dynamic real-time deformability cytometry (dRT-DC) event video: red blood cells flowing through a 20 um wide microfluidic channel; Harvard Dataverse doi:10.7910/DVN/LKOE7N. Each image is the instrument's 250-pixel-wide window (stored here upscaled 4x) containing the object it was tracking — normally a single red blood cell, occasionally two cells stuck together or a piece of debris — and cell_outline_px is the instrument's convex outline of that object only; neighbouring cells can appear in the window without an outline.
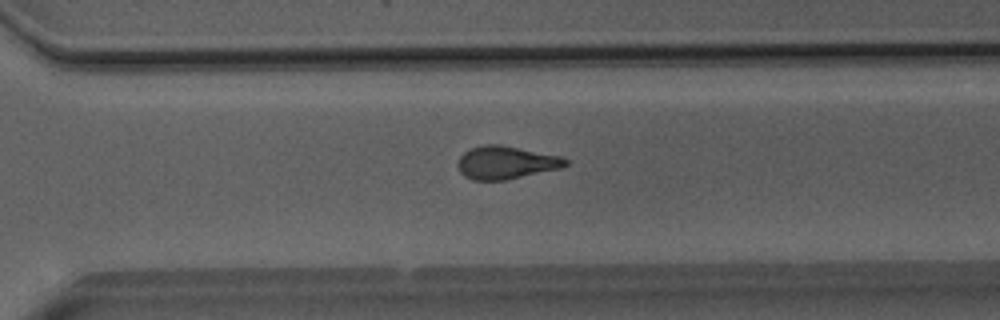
{"species": "Egyptian fruit bat (a non-hibernating species)", "species_latin": "Rousettus aegyptiacus", "temperature_condition": "room temperature", "stored_images_in_passage": 38, "camera_frame_rate_fps": 3000, "um_per_image_px": 0.085, "animal": {"sex": "male"}, "frame": {"image": 1, "passage_image": 26, "time_ms": 8.333, "image_size_px": [1000, 320], "cell_outline_px": [[568, 164], [560, 168], [504, 180], [472, 180], [464, 176], [460, 172], [456, 164], [460, 156], [464, 152], [472, 148], [484, 144], [500, 144], [560, 156], [568, 160]], "centroid_in_image_um": [42.96, 13.81], "position_along_channel_um": 327.6, "area_um2": 20.58}}
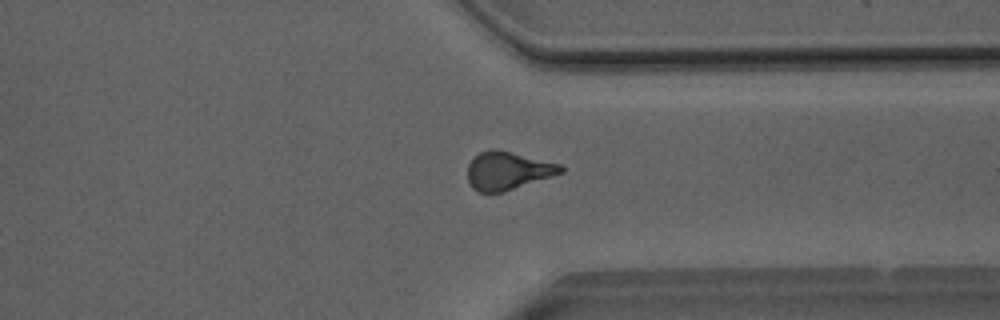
{"frame": {"image": 2, "passage_image": 29, "time_ms": 9.333, "image_size_px": [1000, 320], "cell_outline_px": [[564, 172], [504, 192], [480, 192], [472, 188], [468, 180], [468, 164], [480, 152], [492, 148], [560, 164], [564, 168]], "centroid_in_image_um": [43.15, 14.52], "position_along_channel_um": 368.3, "area_um2": 20.35}}
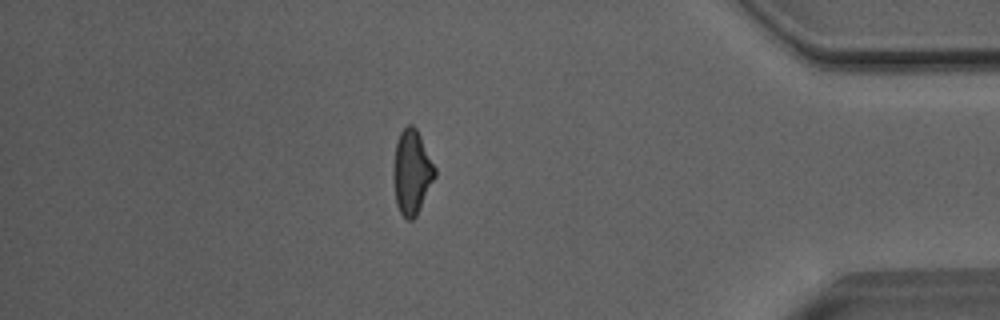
{"frame": {"image": 3, "passage_image": 34, "time_ms": 11.0, "image_size_px": [1000, 320], "cell_outline_px": [[436, 176], [416, 216], [412, 220], [408, 220], [400, 212], [396, 204], [392, 176], [392, 164], [396, 140], [400, 132], [408, 124], [412, 124], [416, 128], [436, 168]], "centroid_in_image_um": [34.98, 14.62], "position_along_channel_um": 400.2, "area_um2": 20.63}}